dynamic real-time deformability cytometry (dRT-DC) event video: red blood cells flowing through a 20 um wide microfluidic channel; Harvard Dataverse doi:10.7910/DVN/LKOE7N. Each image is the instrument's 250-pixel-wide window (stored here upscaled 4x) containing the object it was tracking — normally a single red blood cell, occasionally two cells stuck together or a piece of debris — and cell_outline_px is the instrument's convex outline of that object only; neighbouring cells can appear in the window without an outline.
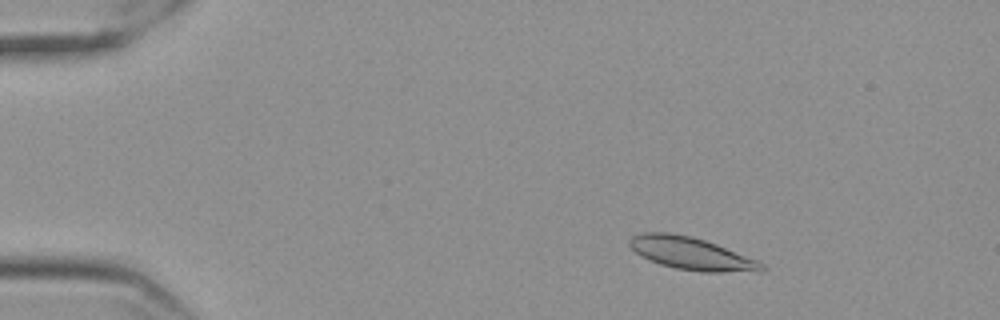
{"species": "Egyptian fruit bat (a non-hibernating species)", "species_latin": "Rousettus aegyptiacus", "temperature_condition": "cold", "stored_images_in_passage": 56, "camera_frame_rate_fps": 3000, "um_per_image_px": 0.085, "frame": {"image": 1, "passage_image": 8, "time_ms": 2.333, "image_size_px": [1000, 320], "cell_outline_px": [[768, 268], [764, 272], [700, 272], [676, 268], [660, 264], [648, 260], [636, 252], [628, 244], [628, 240], [632, 236], [640, 232], [668, 232], [692, 236], [716, 244], [756, 260], [764, 264]], "centroid_in_image_um": [58.77, 21.55], "position_along_channel_um": 26.2, "area_um2": 25.2}}
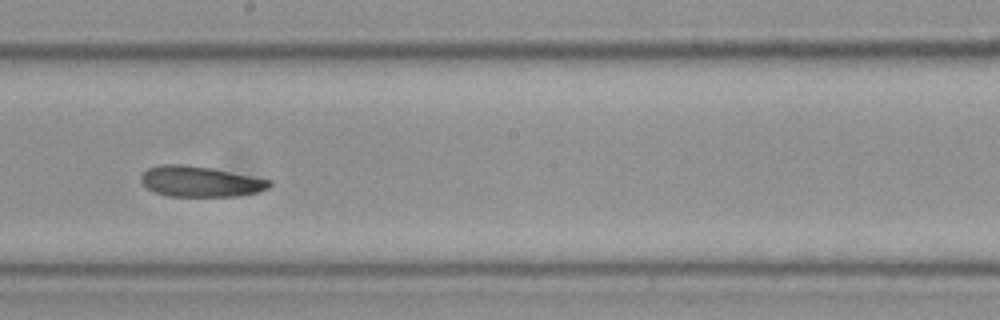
{"frame": {"image": 2, "passage_image": 32, "time_ms": 10.333, "image_size_px": [1000, 320], "cell_outline_px": [[272, 184], [268, 188], [256, 192], [232, 196], [168, 196], [156, 192], [148, 188], [140, 180], [140, 176], [148, 168], [160, 164], [180, 164], [212, 168], [272, 180]], "centroid_in_image_um": [17.01, 15.42], "position_along_channel_um": 231.2, "area_um2": 22.72}}
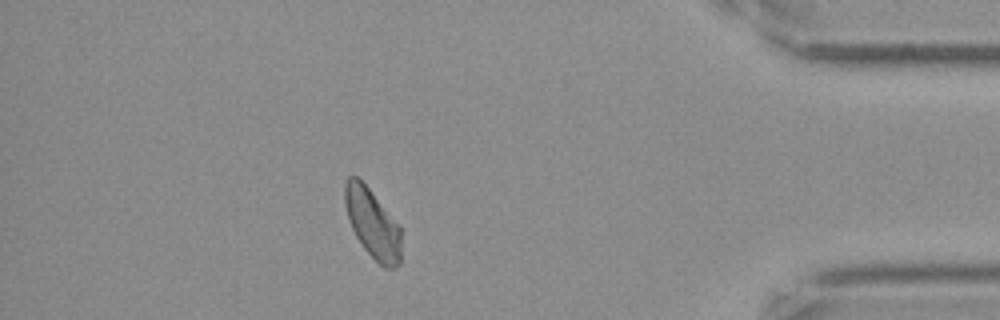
{"frame": {"image": 3, "passage_image": 50, "time_ms": 16.333, "image_size_px": [1000, 320], "cell_outline_px": [[400, 264], [396, 268], [384, 268], [364, 248], [356, 236], [352, 228], [344, 204], [344, 184], [348, 176], [356, 176], [368, 188], [400, 224]], "centroid_in_image_um": [31.67, 18.99], "position_along_channel_um": 403.5, "area_um2": 22.6}, "authors_computed_cell_mechanics": {"area_um2": 23.8425, "velocity_mm_per_s": 3.5262, "shape_relaxation_time_tau1_ms": 5.3959, "shape_relaxation_time_tau2_ms": 8.2154, "deformation_change_tau1": 0.1234, "deformation_change_tau2": 0.1017}}